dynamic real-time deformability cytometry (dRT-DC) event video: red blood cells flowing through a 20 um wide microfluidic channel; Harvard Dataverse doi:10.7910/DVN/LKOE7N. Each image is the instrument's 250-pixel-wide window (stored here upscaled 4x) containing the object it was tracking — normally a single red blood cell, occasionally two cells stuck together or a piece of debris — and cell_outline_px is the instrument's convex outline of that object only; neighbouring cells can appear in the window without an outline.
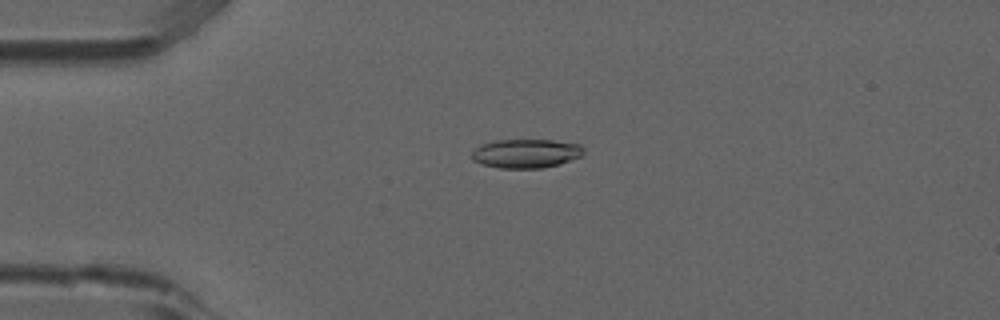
{"species": "common noctule bat (a hibernating species)", "species_latin": "Nyctalus noctula", "temperature_condition": "room temperature", "stored_images_in_passage": 44, "camera_frame_rate_fps": 3000, "um_per_image_px": 0.085, "animal": {"sex": "male", "forearm_length_mm": 52.5}, "frame": {"image": 1, "passage_image": 4, "time_ms": 1.0, "image_size_px": [1000, 320], "cell_outline_px": [[584, 152], [580, 156], [560, 164], [540, 168], [500, 168], [480, 164], [472, 160], [472, 152], [476, 148], [484, 144], [496, 140], [552, 140], [580, 144], [584, 148]], "centroid_in_image_um": [44.71, 13.05], "position_along_channel_um": 40.3, "area_um2": 18.79}}
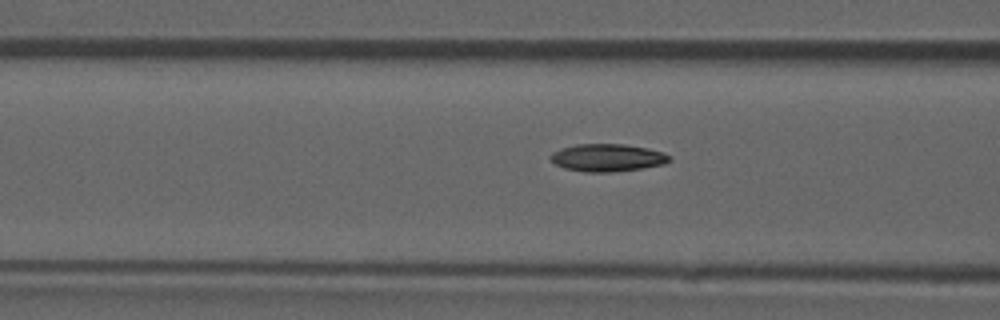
{"frame": {"image": 2, "passage_image": 12, "time_ms": 3.667, "image_size_px": [1000, 320], "cell_outline_px": [[672, 160], [664, 164], [644, 168], [612, 172], [584, 172], [564, 168], [556, 164], [548, 156], [552, 152], [560, 148], [576, 144], [624, 144], [648, 148], [664, 152]], "centroid_in_image_um": [51.62, 13.4], "position_along_channel_um": 115.0, "area_um2": 19.25}}
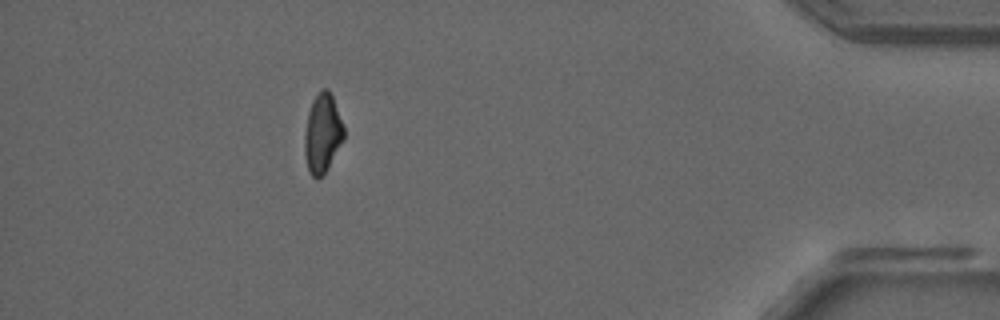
{"frame": {"image": 3, "passage_image": 39, "time_ms": 12.667, "image_size_px": [1000, 320], "cell_outline_px": [[344, 136], [328, 168], [316, 180], [308, 172], [304, 156], [304, 136], [308, 112], [312, 100], [320, 88], [328, 88], [332, 96], [344, 128]], "centroid_in_image_um": [27.37, 11.33], "position_along_channel_um": 407.8, "area_um2": 18.03}, "authors_computed_cell_mechanics": {"area_um2": 18.4671, "velocity_mm_per_s": 3.8554, "shape_relaxation_time_tau1_ms": 6.8686, "shape_relaxation_time_tau2_ms": 3.8457, "deformation_change_tau1": 0.1988, "deformation_change_tau2": 0.1053}}